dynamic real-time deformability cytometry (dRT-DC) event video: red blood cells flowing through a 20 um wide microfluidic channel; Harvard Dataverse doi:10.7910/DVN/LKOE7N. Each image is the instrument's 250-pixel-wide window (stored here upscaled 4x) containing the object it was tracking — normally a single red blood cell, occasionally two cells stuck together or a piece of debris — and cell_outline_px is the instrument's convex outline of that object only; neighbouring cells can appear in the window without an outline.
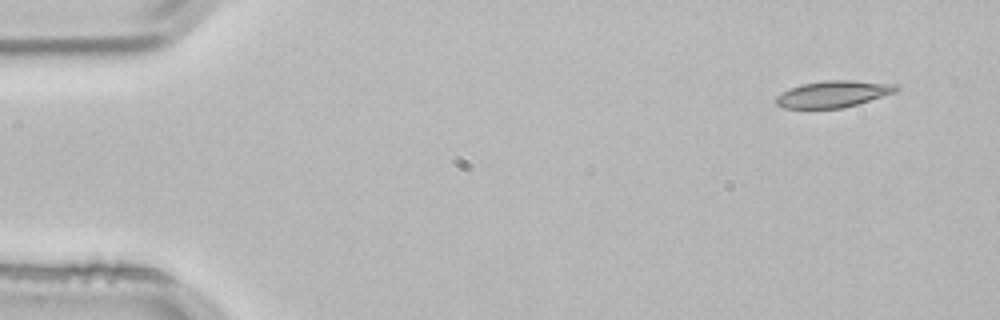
{"species": "common noctule bat (a hibernating species)", "species_latin": "Nyctalus noctula", "temperature_condition": "room temperature", "stored_images_in_passage": 4, "segment_of_instrument_passage": [1, 2], "camera_frame_rate_fps": 3000, "um_per_image_px": 0.085, "animal": {"sex": "male", "body_mass_g": 21.5, "forearm_length_mm": 52.0}, "frame": {"image": 1, "passage_image": 1, "time_ms": 0.0, "image_size_px": [1000, 320], "cell_outline_px": [[900, 88], [896, 92], [856, 104], [840, 108], [784, 108], [776, 104], [776, 96], [788, 88], [800, 84], [824, 80], [852, 80], [900, 84]], "centroid_in_image_um": [70.83, 7.97], "position_along_channel_um": 14.2, "area_um2": 18.73}}
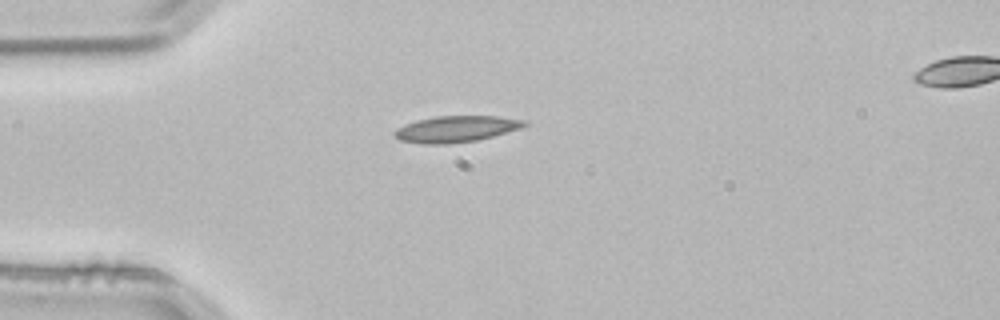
{"frame": {"image": 2, "passage_image": 3, "time_ms": 0.667, "image_size_px": [1000, 320], "cell_outline_px": [[528, 124], [520, 128], [492, 136], [476, 140], [448, 144], [424, 144], [400, 140], [392, 136], [392, 132], [396, 128], [404, 124], [416, 120], [436, 116], [496, 116], [528, 120]], "centroid_in_image_um": [38.72, 10.96], "position_along_channel_um": 46.3, "area_um2": 20.0}}